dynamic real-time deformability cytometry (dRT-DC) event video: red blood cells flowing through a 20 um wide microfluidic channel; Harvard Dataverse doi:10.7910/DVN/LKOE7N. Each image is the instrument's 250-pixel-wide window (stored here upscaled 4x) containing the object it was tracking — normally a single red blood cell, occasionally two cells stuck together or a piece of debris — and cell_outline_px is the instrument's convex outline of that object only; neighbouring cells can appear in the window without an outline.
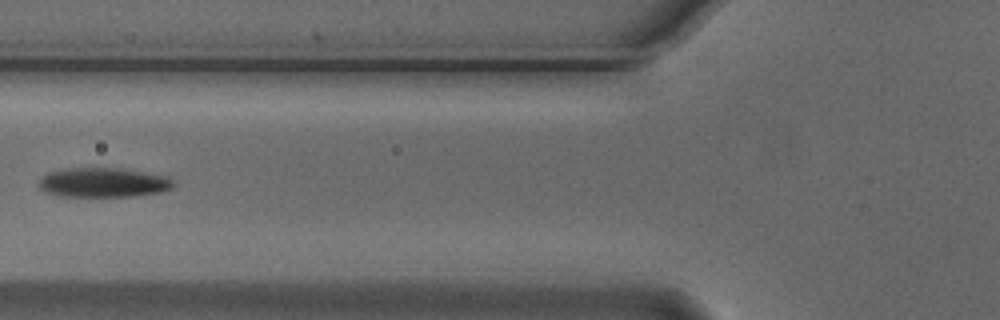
{"species": "Egyptian fruit bat (a non-hibernating species)", "species_latin": "Rousettus aegyptiacus", "temperature_condition": "cold", "stored_images_in_passage": 6, "camera_frame_rate_fps": 3000, "um_per_image_px": 0.085, "animal": {"sex": "male"}, "frame": {"image": 1, "passage_image": 5, "time_ms": 1.333, "image_size_px": [1000, 320], "cell_outline_px": [[176, 184], [172, 188], [160, 192], [132, 196], [56, 196], [44, 192], [40, 188], [40, 180], [48, 172], [68, 168], [116, 168], [168, 176]], "centroid_in_image_um": [8.78, 15.52], "position_along_channel_um": 117.0, "area_um2": 23.0}}
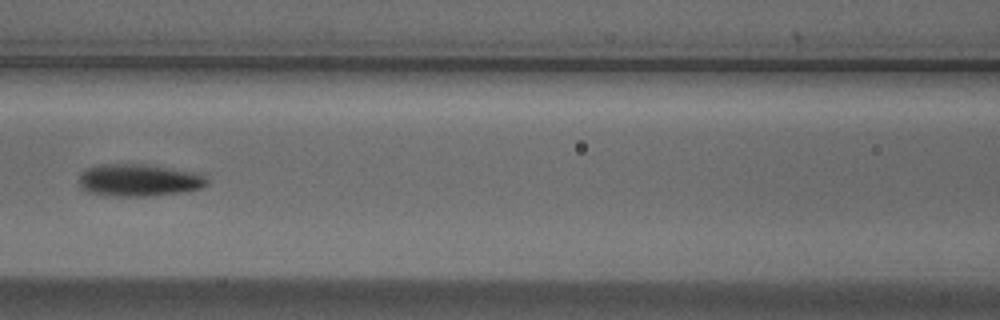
{"frame": {"image": 2, "passage_image": 6, "time_ms": 1.667, "image_size_px": [1000, 320], "cell_outline_px": [[208, 184], [204, 188], [184, 192], [148, 196], [104, 196], [88, 192], [80, 188], [80, 176], [88, 168], [100, 164], [148, 164], [200, 172], [208, 180]], "centroid_in_image_um": [11.87, 15.32], "position_along_channel_um": 154.7, "area_um2": 24.51}}